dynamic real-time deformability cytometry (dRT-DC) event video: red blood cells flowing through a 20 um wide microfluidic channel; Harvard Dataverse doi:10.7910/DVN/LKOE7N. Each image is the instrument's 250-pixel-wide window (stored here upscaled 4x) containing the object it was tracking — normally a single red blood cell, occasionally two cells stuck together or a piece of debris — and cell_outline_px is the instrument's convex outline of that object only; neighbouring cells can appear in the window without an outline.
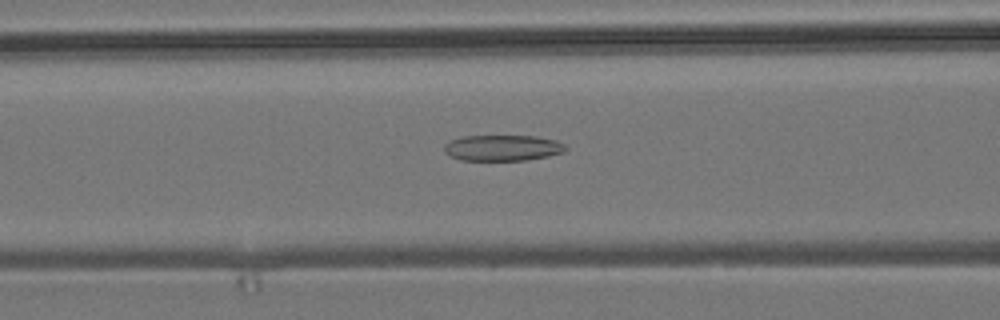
{"species": "common noctule bat (a hibernating species)", "species_latin": "Nyctalus noctula", "temperature_condition": "room temperature", "stored_images_in_passage": 52, "camera_frame_rate_fps": 3000, "um_per_image_px": 0.085, "animal": {"sex": "male", "body_mass_g": 19.2, "forearm_length_mm": 51.8}, "frame": {"image": 1, "passage_image": 20, "time_ms": 6.333, "image_size_px": [1000, 320], "cell_outline_px": [[568, 148], [564, 152], [548, 156], [524, 160], [460, 160], [444, 152], [444, 144], [448, 140], [464, 136], [536, 136], [556, 140], [564, 144]], "centroid_in_image_um": [42.71, 12.56], "position_along_channel_um": 123.9, "area_um2": 18.38}}
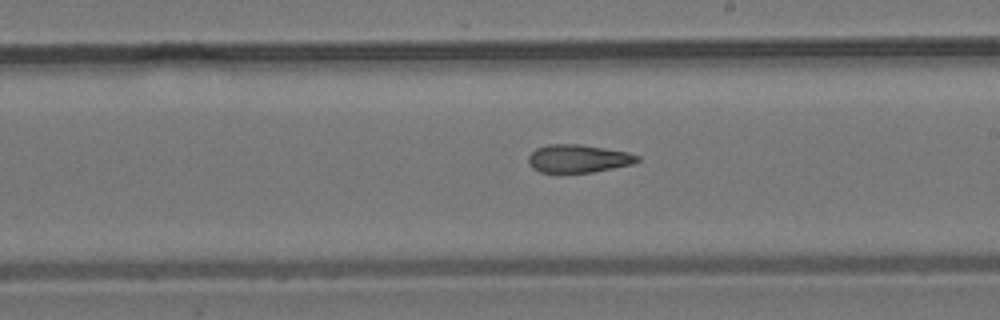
{"frame": {"image": 2, "passage_image": 29, "time_ms": 9.333, "image_size_px": [1000, 320], "cell_outline_px": [[640, 160], [632, 164], [592, 172], [556, 176], [540, 172], [532, 168], [528, 164], [528, 156], [536, 148], [548, 144], [580, 144], [628, 152], [640, 156]], "centroid_in_image_um": [49.08, 13.52], "position_along_channel_um": 239.9, "area_um2": 18.5}}
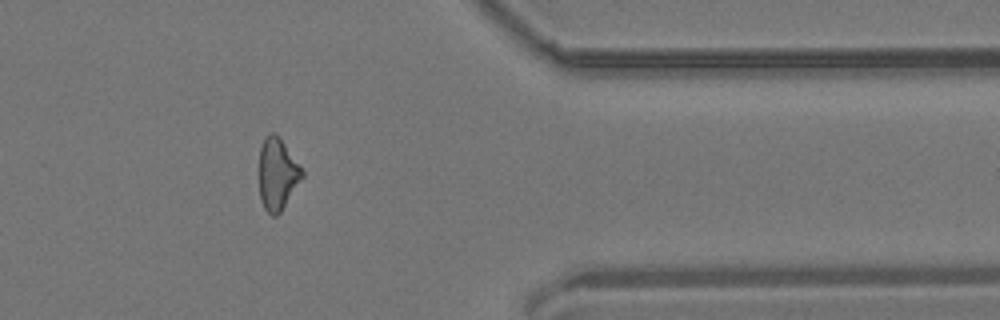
{"frame": {"image": 3, "passage_image": 42, "time_ms": 13.667, "image_size_px": [1000, 320], "cell_outline_px": [[304, 176], [280, 212], [276, 216], [272, 216], [264, 208], [260, 200], [260, 148], [268, 132], [276, 132], [280, 136], [304, 172]], "centroid_in_image_um": [23.58, 14.77], "position_along_channel_um": 387.8, "area_um2": 17.92}, "authors_computed_cell_mechanics": {"area_um2": 18.6983, "velocity_mm_per_s": 3.8625, "shape_relaxation_time_tau1_ms": null, "shape_relaxation_time_tau2_ms": 3.6343, "deformation_change_tau1": null, "deformation_change_tau2": 0.131}}